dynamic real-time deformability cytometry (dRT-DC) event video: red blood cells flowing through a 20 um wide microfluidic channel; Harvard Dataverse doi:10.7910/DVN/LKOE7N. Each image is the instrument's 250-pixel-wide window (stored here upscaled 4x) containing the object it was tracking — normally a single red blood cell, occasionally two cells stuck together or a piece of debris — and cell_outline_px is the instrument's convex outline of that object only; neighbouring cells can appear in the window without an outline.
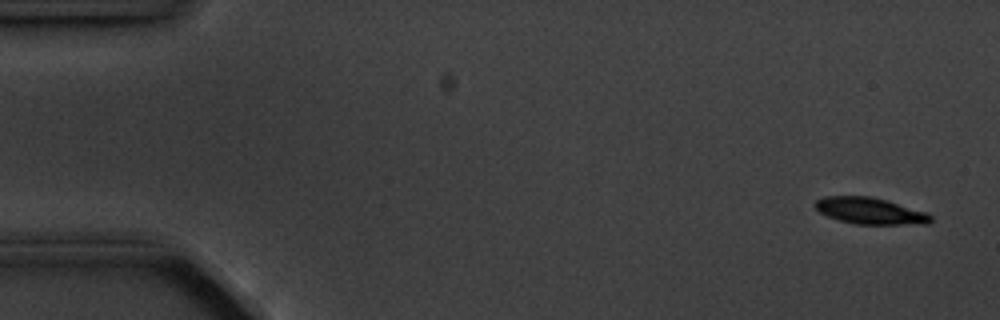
{"species": "common noctule bat (a hibernating species)", "species_latin": "Nyctalus noctula", "temperature_condition": "cold", "stored_images_in_passage": 4, "camera_frame_rate_fps": 3000, "um_per_image_px": 0.085, "animal": {"sex": "male", "body_mass_g": 20.1, "forearm_length_mm": 53.5}, "frame": {"image": 1, "passage_image": 1, "time_ms": 0.0, "image_size_px": [1000, 320], "cell_outline_px": [[932, 220], [928, 224], [856, 224], [840, 220], [828, 216], [820, 212], [816, 208], [816, 200], [824, 196], [872, 196], [928, 212], [932, 216]], "centroid_in_image_um": [74.0, 17.92], "position_along_channel_um": 11.0, "area_um2": 17.8}}
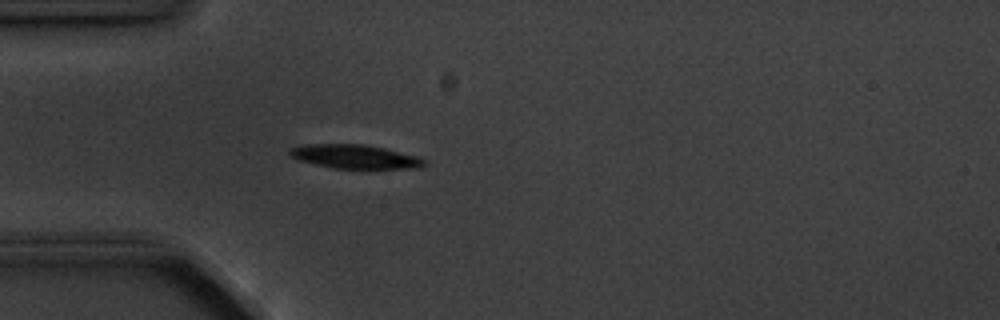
{"frame": {"image": 2, "passage_image": 4, "time_ms": 4.333, "image_size_px": [1000, 320], "cell_outline_px": [[424, 164], [420, 168], [332, 168], [300, 160], [292, 156], [288, 152], [292, 148], [304, 144], [364, 144], [384, 148], [416, 156], [424, 160]], "centroid_in_image_um": [30.15, 13.3], "position_along_channel_um": 54.8, "area_um2": 18.32}}